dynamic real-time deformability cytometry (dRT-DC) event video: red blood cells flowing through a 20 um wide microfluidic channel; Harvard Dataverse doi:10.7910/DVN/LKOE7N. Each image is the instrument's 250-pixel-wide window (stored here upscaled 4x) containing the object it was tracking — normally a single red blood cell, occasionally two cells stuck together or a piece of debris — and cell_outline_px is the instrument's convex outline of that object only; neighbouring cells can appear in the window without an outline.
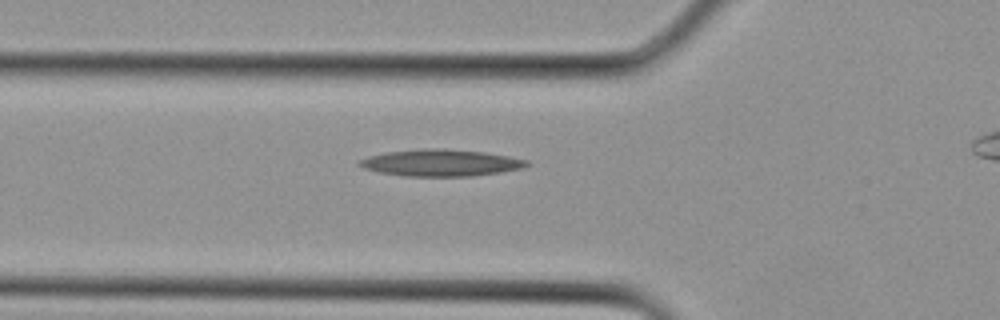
{"species": "Egyptian fruit bat (a non-hibernating species)", "species_latin": "Rousettus aegyptiacus", "temperature_condition": "cold", "stored_images_in_passage": 11, "camera_frame_rate_fps": 3000, "um_per_image_px": 0.085, "animal": {"sex": "female"}, "frame": {"image": 1, "passage_image": 3, "time_ms": 0.667, "image_size_px": [1000, 320], "cell_outline_px": [[532, 164], [524, 168], [500, 172], [472, 176], [404, 176], [380, 172], [364, 168], [356, 164], [360, 160], [368, 156], [388, 152], [424, 148], [444, 148], [484, 152], [508, 156], [528, 160]], "centroid_in_image_um": [37.5, 13.83], "position_along_channel_um": 88.3, "area_um2": 26.13}}
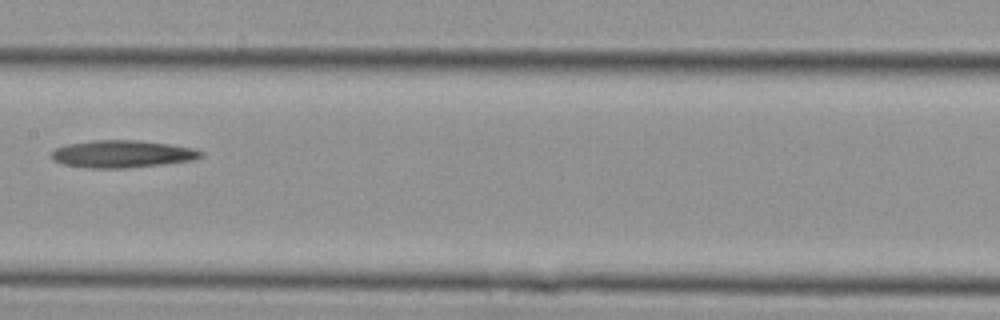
{"frame": {"image": 2, "passage_image": 8, "time_ms": 2.333, "image_size_px": [1000, 320], "cell_outline_px": [[204, 156], [196, 160], [164, 164], [128, 168], [88, 168], [64, 164], [52, 160], [48, 156], [56, 148], [68, 144], [92, 140], [136, 140], [168, 144], [196, 148], [204, 152]], "centroid_in_image_um": [10.42, 13.09], "position_along_channel_um": 197.0, "area_um2": 24.1}}
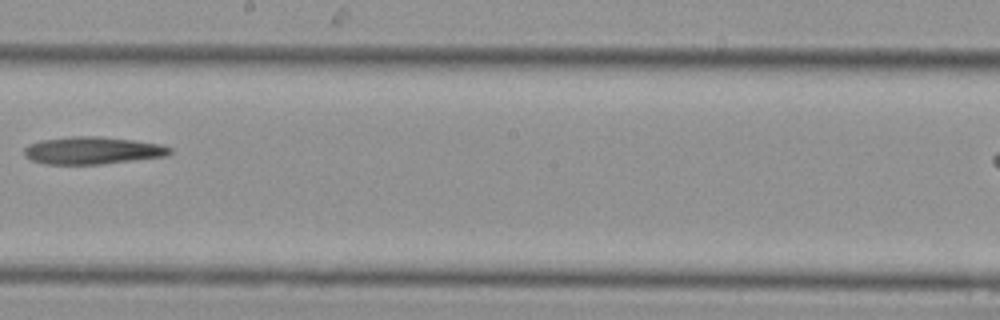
{"frame": {"image": 3, "passage_image": 10, "time_ms": 3.0, "image_size_px": [1000, 320], "cell_outline_px": [[172, 152], [168, 156], [104, 164], [44, 164], [32, 160], [24, 156], [24, 148], [28, 144], [40, 140], [72, 136], [100, 136], [132, 140], [160, 144], [172, 148]], "centroid_in_image_um": [7.86, 12.79], "position_along_channel_um": 240.3, "area_um2": 23.47}}